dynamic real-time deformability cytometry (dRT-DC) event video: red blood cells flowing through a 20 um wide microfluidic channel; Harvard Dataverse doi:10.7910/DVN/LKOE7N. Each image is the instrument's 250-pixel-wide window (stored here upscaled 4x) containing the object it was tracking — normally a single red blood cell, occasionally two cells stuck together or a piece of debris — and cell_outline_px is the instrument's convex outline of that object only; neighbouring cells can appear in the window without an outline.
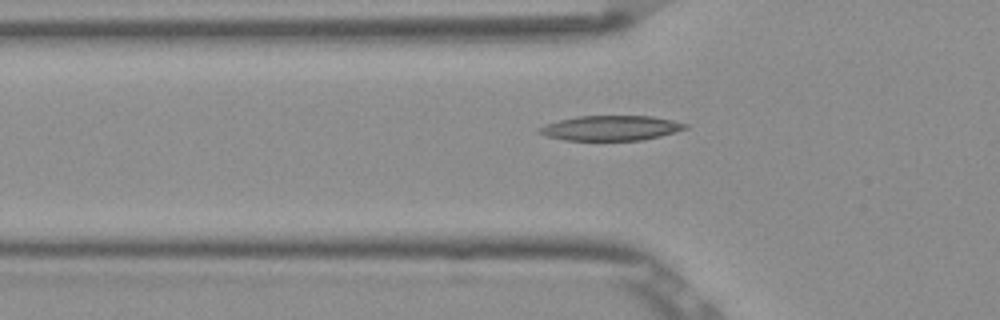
{"species": "Egyptian fruit bat (a non-hibernating species)", "species_latin": "Rousettus aegyptiacus", "temperature_condition": "room temperature", "stored_images_in_passage": 51, "camera_frame_rate_fps": 3000, "um_per_image_px": 0.085, "frame": {"image": 1, "passage_image": 18, "time_ms": 5.667, "image_size_px": [1000, 320], "cell_outline_px": [[688, 128], [676, 132], [644, 140], [564, 140], [548, 136], [536, 132], [544, 124], [576, 116], [652, 116], [672, 120], [688, 124]], "centroid_in_image_um": [51.94, 10.88], "position_along_channel_um": 73.9, "area_um2": 21.21}}
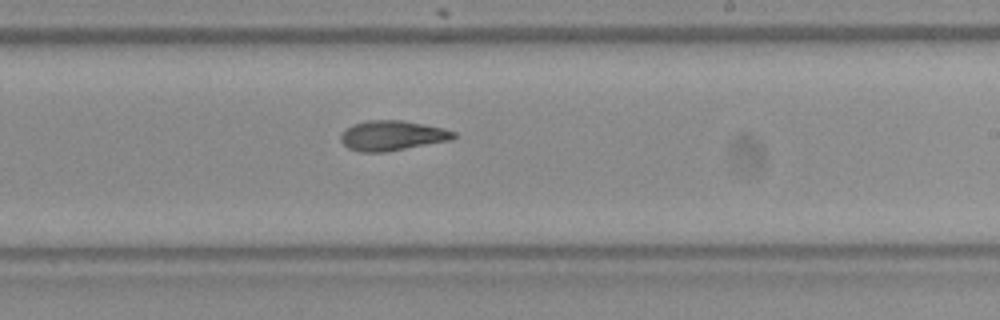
{"frame": {"image": 2, "passage_image": 32, "time_ms": 10.333, "image_size_px": [1000, 320], "cell_outline_px": [[456, 136], [452, 140], [384, 152], [360, 152], [348, 148], [340, 140], [340, 132], [352, 124], [368, 120], [404, 120], [444, 128], [456, 132]], "centroid_in_image_um": [33.32, 11.51], "position_along_channel_um": 255.7, "area_um2": 19.88}}
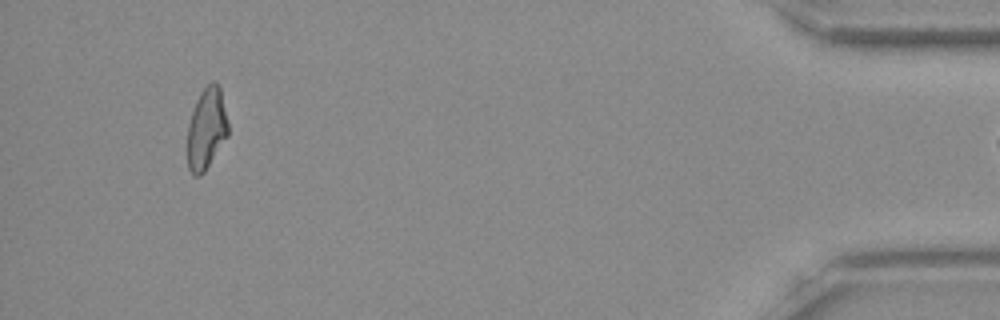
{"frame": {"image": 3, "passage_image": 50, "time_ms": 16.333, "image_size_px": [1000, 320], "cell_outline_px": [[228, 136], [204, 172], [200, 176], [196, 176], [188, 168], [188, 124], [196, 100], [200, 92], [212, 80], [220, 88], [228, 120]], "centroid_in_image_um": [17.56, 10.93], "position_along_channel_um": 417.6, "area_um2": 19.19}}